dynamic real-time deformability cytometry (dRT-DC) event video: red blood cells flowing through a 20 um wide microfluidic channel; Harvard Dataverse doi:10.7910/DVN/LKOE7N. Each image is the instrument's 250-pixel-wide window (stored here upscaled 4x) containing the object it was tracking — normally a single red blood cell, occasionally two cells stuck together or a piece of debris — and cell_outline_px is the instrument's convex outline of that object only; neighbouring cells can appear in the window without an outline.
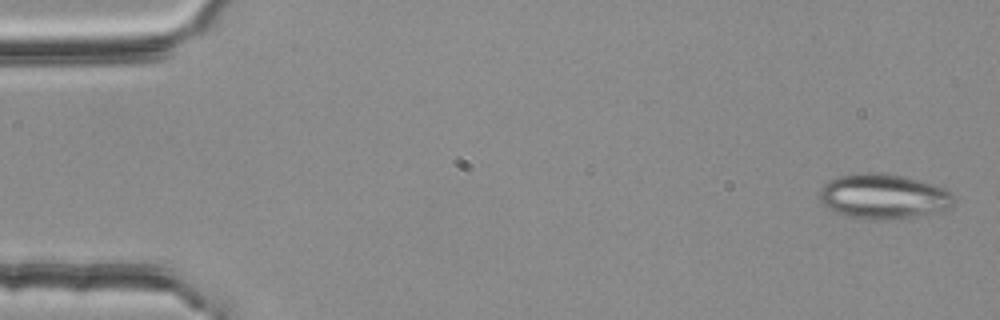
{"species": "common noctule bat (a hibernating species)", "species_latin": "Nyctalus noctula", "temperature_condition": "room temperature", "stored_images_in_passage": 5, "camera_frame_rate_fps": 3000, "um_per_image_px": 0.085, "animal": {"sex": "female", "body_mass_g": 25.1}, "frame": {"image": 1, "passage_image": 1, "time_ms": 0.0, "image_size_px": [1000, 320], "cell_outline_px": [[952, 204], [948, 208], [936, 212], [896, 220], [868, 220], [848, 216], [836, 212], [824, 204], [820, 200], [820, 188], [824, 184], [840, 176], [864, 172], [884, 172], [904, 176], [920, 180], [944, 188], [952, 192]], "centroid_in_image_um": [75.1, 16.7], "position_along_channel_um": 9.9, "area_um2": 35.2}}